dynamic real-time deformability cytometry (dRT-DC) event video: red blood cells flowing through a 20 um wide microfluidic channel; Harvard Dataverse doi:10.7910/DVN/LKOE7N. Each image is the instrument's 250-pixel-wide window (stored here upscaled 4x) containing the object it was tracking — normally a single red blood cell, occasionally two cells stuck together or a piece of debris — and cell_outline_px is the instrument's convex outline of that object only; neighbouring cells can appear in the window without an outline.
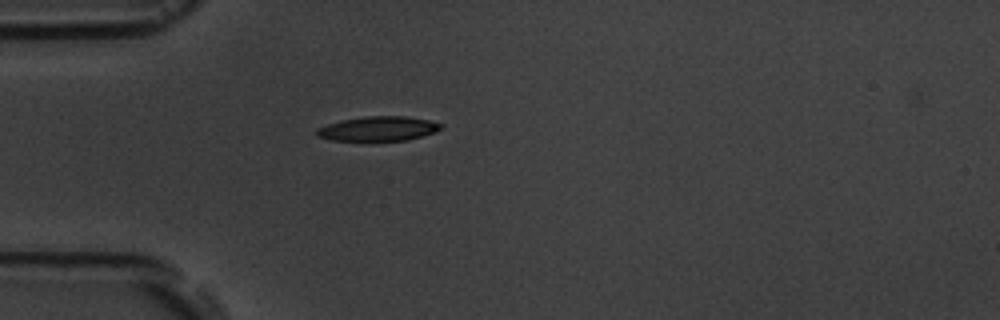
{"species": "common noctule bat (a hibernating species)", "species_latin": "Nyctalus noctula", "temperature_condition": "room temperature", "stored_images_in_passage": 1, "camera_frame_rate_fps": 3000, "um_per_image_px": 0.085, "animal": {"sex": "male", "body_mass_g": 19.5, "forearm_length_mm": 54.6}, "frame": {"image": 1, "passage_image": 1, "time_ms": 0.0, "image_size_px": [1000, 320], "cell_outline_px": [[444, 124], [436, 132], [408, 140], [332, 140], [316, 136], [316, 128], [328, 124], [344, 120], [364, 116], [404, 116], [428, 120]], "centroid_in_image_um": [32.16, 10.93], "position_along_channel_um": 52.8, "area_um2": 17.57}}